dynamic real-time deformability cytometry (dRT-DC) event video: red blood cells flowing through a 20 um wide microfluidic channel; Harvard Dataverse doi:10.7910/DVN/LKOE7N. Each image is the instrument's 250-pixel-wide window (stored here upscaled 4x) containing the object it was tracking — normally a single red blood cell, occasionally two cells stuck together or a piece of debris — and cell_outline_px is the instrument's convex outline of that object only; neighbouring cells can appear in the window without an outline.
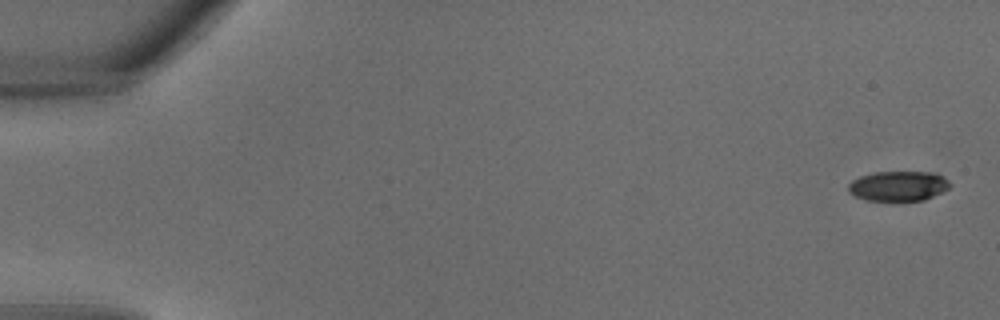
{"species": "common noctule bat (a hibernating species)", "species_latin": "Nyctalus noctula", "temperature_condition": "warm", "stored_images_in_passage": 7, "camera_frame_rate_fps": 3000, "um_per_image_px": 0.085, "animal": {"sex": "male", "body_mass_g": 18.8}, "frame": {"image": 1, "passage_image": 1, "time_ms": 0.0, "image_size_px": [1000, 320], "cell_outline_px": [[952, 184], [948, 188], [924, 200], [864, 200], [848, 192], [848, 184], [852, 180], [860, 176], [872, 172], [936, 172], [944, 176]], "centroid_in_image_um": [76.35, 15.79], "position_along_channel_um": 8.7, "area_um2": 17.74}}